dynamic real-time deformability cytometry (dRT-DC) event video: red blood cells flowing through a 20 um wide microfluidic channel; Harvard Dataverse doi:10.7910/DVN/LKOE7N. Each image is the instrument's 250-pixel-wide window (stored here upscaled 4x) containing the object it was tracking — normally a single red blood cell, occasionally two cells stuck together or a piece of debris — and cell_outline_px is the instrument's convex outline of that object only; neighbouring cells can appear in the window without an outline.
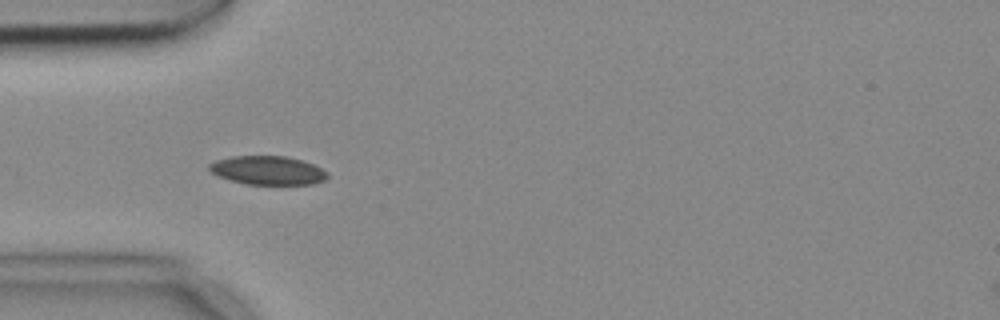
{"species": "common noctule bat (a hibernating species)", "species_latin": "Nyctalus noctula", "temperature_condition": "cold", "stored_images_in_passage": 6, "camera_frame_rate_fps": 3000, "um_per_image_px": 0.085, "animal": {"sex": "female", "body_mass_g": 18.4}, "frame": {"image": 1, "passage_image": 5, "time_ms": 1.333, "image_size_px": [1000, 320], "cell_outline_px": [[328, 176], [324, 180], [312, 184], [244, 184], [220, 176], [212, 172], [208, 168], [208, 164], [216, 160], [232, 156], [288, 156], [312, 164], [328, 172]], "centroid_in_image_um": [22.76, 14.47], "position_along_channel_um": 62.2, "area_um2": 19.59}}